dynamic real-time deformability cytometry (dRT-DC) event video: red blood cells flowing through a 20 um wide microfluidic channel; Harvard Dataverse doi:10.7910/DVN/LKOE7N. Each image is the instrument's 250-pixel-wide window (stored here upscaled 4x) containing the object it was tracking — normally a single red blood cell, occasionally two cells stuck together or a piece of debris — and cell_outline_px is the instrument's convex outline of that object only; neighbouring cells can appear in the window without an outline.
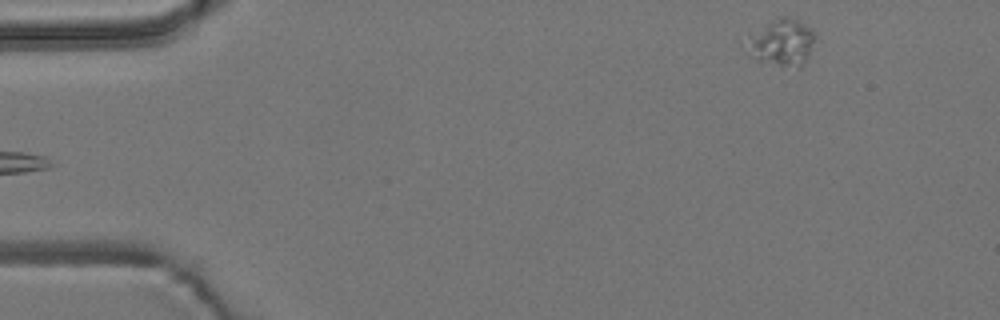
{"species": "common noctule bat (a hibernating species)", "species_latin": "Nyctalus noctula", "temperature_condition": "room temperature", "stored_images_in_passage": 6, "camera_frame_rate_fps": 3000, "um_per_image_px": 0.085, "animal": {"sex": "male", "body_mass_g": 19.2, "forearm_length_mm": 51.8}, "frame": {"image": 1, "passage_image": 6, "time_ms": 1.667, "image_size_px": [1000, 320], "cell_outline_px": [[816, 36], [808, 56], [804, 64], [800, 68], [756, 60], [748, 44], [772, 20], [780, 16], [784, 16], [800, 20], [812, 28], [816, 32]], "centroid_in_image_um": [66.63, 3.6], "position_along_channel_um": 18.4, "area_um2": 17.57}}